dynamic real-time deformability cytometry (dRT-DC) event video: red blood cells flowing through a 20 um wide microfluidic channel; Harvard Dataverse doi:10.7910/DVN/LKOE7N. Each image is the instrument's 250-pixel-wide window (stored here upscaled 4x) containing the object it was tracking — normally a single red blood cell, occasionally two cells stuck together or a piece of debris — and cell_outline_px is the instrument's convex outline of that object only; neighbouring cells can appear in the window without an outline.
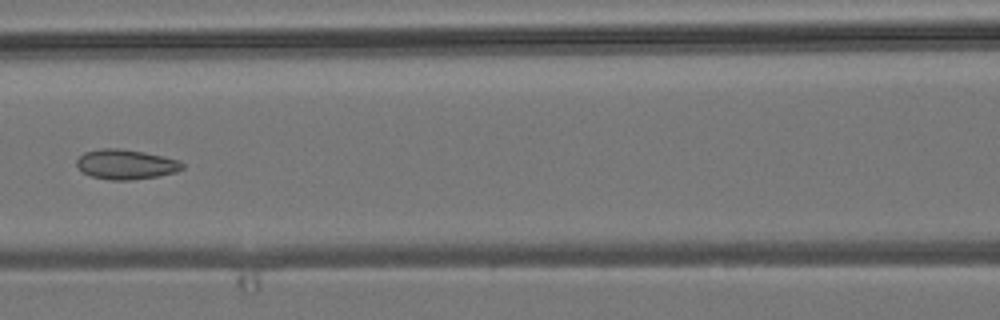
{"species": "common noctule bat (a hibernating species)", "species_latin": "Nyctalus noctula", "temperature_condition": "room temperature", "stored_images_in_passage": 6, "camera_frame_rate_fps": 3000, "um_per_image_px": 0.085, "animal": {"sex": "male", "body_mass_g": 19.2, "forearm_length_mm": 51.8}, "frame": {"image": 1, "passage_image": 6, "time_ms": 6.667, "image_size_px": [1000, 320], "cell_outline_px": [[184, 168], [176, 172], [160, 176], [132, 180], [112, 180], [92, 176], [84, 172], [76, 164], [76, 160], [84, 152], [100, 148], [120, 148], [144, 152], [164, 156], [180, 160], [184, 164]], "centroid_in_image_um": [10.74, 13.96], "position_along_channel_um": 155.9, "area_um2": 18.5}}